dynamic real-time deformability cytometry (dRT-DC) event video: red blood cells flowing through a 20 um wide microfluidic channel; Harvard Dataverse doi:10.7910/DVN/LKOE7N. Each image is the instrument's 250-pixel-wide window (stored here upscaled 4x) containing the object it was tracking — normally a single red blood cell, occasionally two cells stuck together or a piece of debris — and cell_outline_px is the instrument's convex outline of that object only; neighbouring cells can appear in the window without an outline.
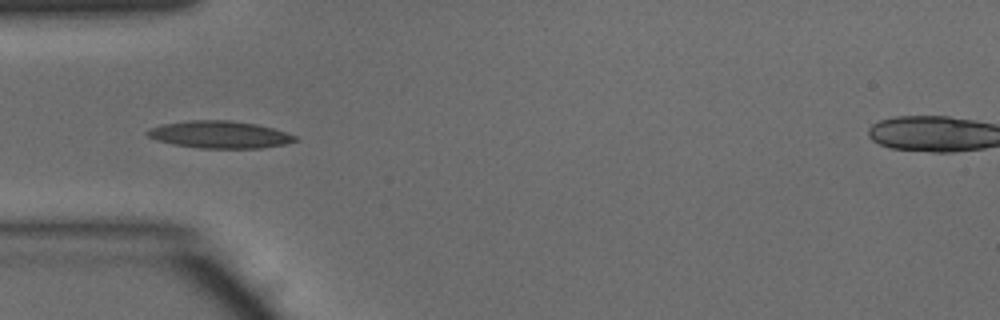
{"species": "common noctule bat (a hibernating species)", "species_latin": "Nyctalus noctula", "temperature_condition": "warm", "stored_images_in_passage": 35, "camera_frame_rate_fps": 3000, "um_per_image_px": 0.085, "animal": {"sex": "male", "body_mass_g": 15.6}, "frame": {"image": 1, "passage_image": 1, "time_ms": 0.0, "image_size_px": [1000, 320], "cell_outline_px": [[300, 140], [284, 144], [260, 148], [200, 148], [172, 144], [156, 140], [148, 136], [144, 132], [148, 128], [160, 124], [188, 120], [228, 120], [256, 124], [272, 128], [296, 136]], "centroid_in_image_um": [18.61, 11.43], "position_along_channel_um": 66.4, "area_um2": 23.52}}
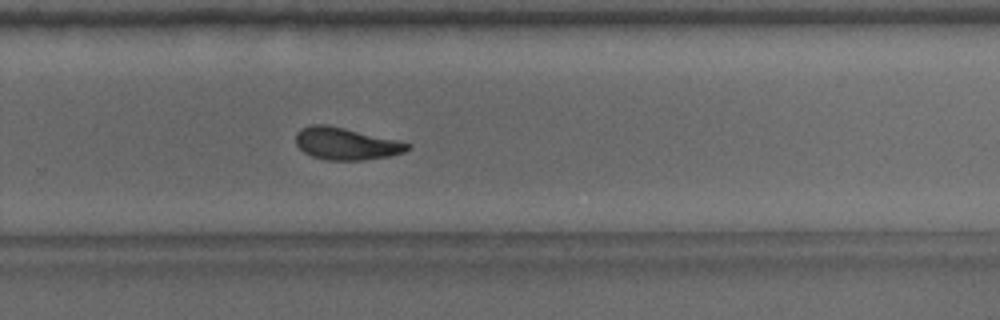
{"frame": {"image": 2, "passage_image": 18, "time_ms": 5.667, "image_size_px": [1000, 320], "cell_outline_px": [[412, 148], [404, 152], [388, 156], [364, 160], [328, 160], [312, 156], [304, 152], [296, 144], [296, 132], [300, 128], [312, 124], [324, 124], [344, 128], [396, 140], [412, 144]], "centroid_in_image_um": [29.4, 12.21], "position_along_channel_um": 300.4, "area_um2": 20.81}}
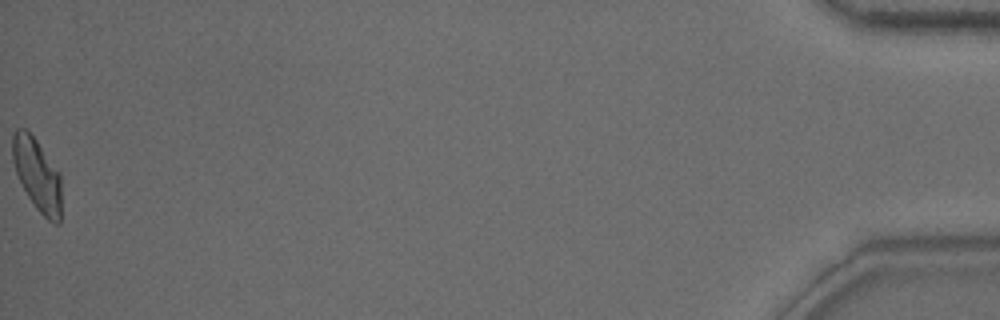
{"frame": {"image": 3, "passage_image": 35, "time_ms": 11.333, "image_size_px": [1000, 320], "cell_outline_px": [[60, 224], [56, 224], [48, 220], [36, 208], [28, 196], [16, 172], [12, 160], [12, 136], [16, 128], [24, 128], [36, 140], [60, 172]], "centroid_in_image_um": [3.15, 14.84], "position_along_channel_um": 432.0, "area_um2": 20.4}, "authors_computed_cell_mechanics": {"area_um2": 20.9814, "velocity_mm_per_s": 4.1258, "shape_relaxation_time_tau1_ms": 8.045, "shape_relaxation_time_tau2_ms": 3.8575, "deformation_change_tau1": 0.211, "deformation_change_tau2": 0.1115}}